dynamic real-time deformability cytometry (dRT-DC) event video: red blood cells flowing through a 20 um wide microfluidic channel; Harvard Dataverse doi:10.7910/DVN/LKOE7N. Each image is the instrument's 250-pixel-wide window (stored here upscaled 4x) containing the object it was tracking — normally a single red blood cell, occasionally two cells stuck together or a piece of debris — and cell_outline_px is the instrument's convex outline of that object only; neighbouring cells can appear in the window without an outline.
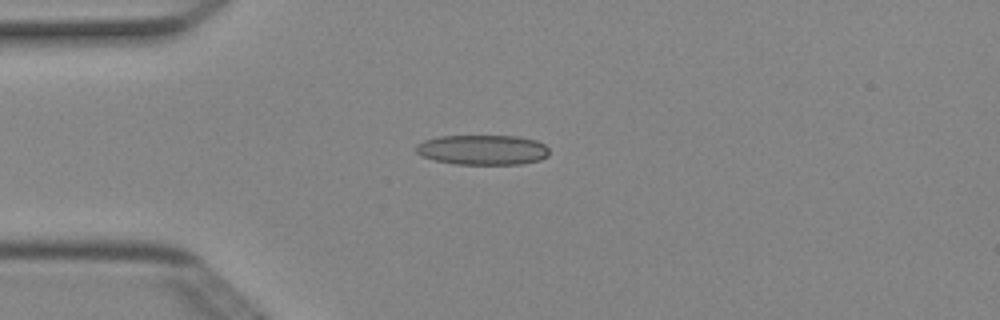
{"species": "Egyptian fruit bat (a non-hibernating species)", "species_latin": "Rousettus aegyptiacus", "temperature_condition": "cold", "stored_images_in_passage": 5, "camera_frame_rate_fps": 3000, "um_per_image_px": 0.085, "animal": {"sex": "female"}, "frame": {"image": 1, "passage_image": 4, "time_ms": 1.0, "image_size_px": [1000, 320], "cell_outline_px": [[548, 156], [540, 160], [520, 164], [456, 164], [436, 160], [420, 156], [416, 152], [416, 144], [424, 140], [440, 136], [520, 136], [536, 140], [544, 144], [548, 148]], "centroid_in_image_um": [41.03, 12.73], "position_along_channel_um": 44.0, "area_um2": 23.35}}